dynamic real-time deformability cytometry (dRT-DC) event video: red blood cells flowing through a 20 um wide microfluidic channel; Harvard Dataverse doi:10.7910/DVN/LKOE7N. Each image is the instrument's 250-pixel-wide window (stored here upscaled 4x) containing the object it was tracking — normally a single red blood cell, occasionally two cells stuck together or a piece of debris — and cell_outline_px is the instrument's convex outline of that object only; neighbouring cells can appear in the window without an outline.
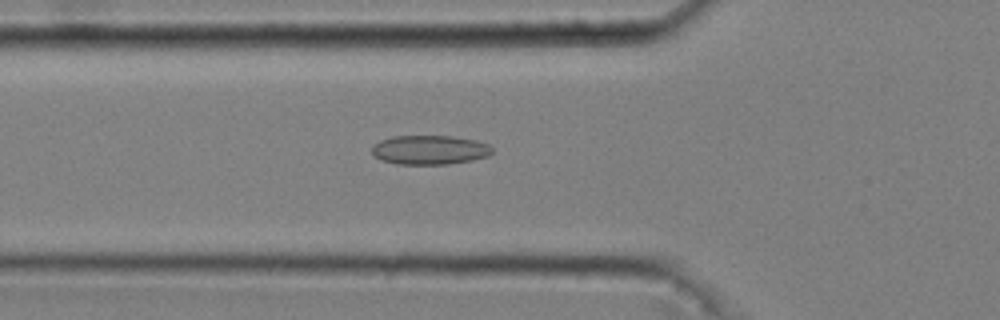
{"species": "common noctule bat (a hibernating species)", "species_latin": "Nyctalus noctula", "temperature_condition": "cold", "stored_images_in_passage": 50, "camera_frame_rate_fps": 3000, "um_per_image_px": 0.085, "animal": {"sex": "male", "body_mass_g": 20.4}, "frame": {"image": 1, "passage_image": 19, "time_ms": 6.0, "image_size_px": [1000, 320], "cell_outline_px": [[492, 152], [488, 156], [472, 160], [448, 164], [396, 164], [380, 160], [372, 152], [372, 144], [380, 140], [392, 136], [452, 136], [476, 140], [488, 144], [492, 148]], "centroid_in_image_um": [36.5, 12.74], "position_along_channel_um": 89.3, "area_um2": 20.58}}
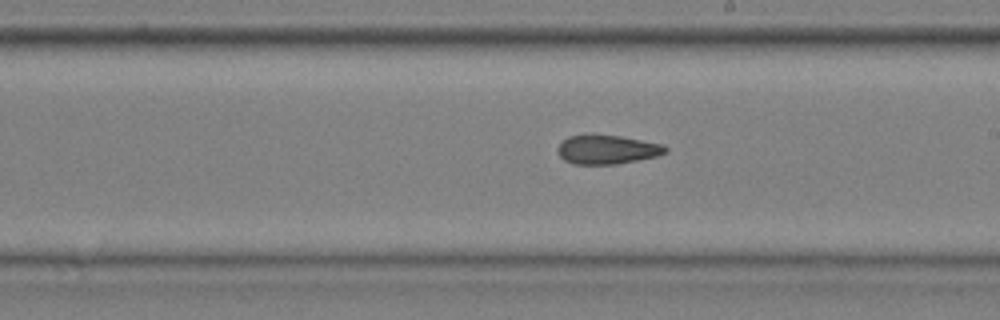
{"frame": {"image": 2, "passage_image": 31, "time_ms": 10.0, "image_size_px": [1000, 320], "cell_outline_px": [[668, 152], [656, 156], [616, 164], [572, 164], [564, 160], [560, 156], [556, 148], [568, 136], [620, 136], [664, 144], [668, 148]], "centroid_in_image_um": [51.63, 12.73], "position_along_channel_um": 237.4, "area_um2": 17.92}}
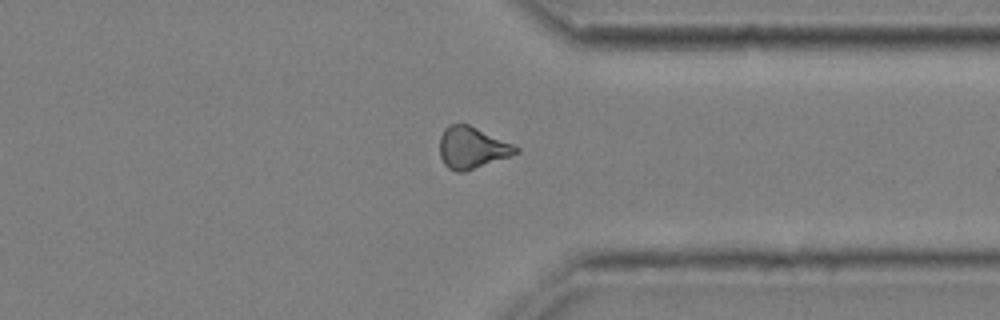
{"frame": {"image": 3, "passage_image": 42, "time_ms": 13.667, "image_size_px": [1000, 320], "cell_outline_px": [[520, 152], [464, 172], [456, 172], [448, 168], [444, 164], [440, 156], [440, 136], [444, 128], [460, 120], [512, 144], [520, 148]], "centroid_in_image_um": [40.08, 12.53], "position_along_channel_um": 371.3, "area_um2": 18.55}, "authors_computed_cell_mechanics": {"area_um2": 18.8717, "velocity_mm_per_s": 3.6959, "shape_relaxation_time_tau1_ms": null, "shape_relaxation_time_tau2_ms": 5.6077, "deformation_change_tau1": null, "deformation_change_tau2": 0.1212}}